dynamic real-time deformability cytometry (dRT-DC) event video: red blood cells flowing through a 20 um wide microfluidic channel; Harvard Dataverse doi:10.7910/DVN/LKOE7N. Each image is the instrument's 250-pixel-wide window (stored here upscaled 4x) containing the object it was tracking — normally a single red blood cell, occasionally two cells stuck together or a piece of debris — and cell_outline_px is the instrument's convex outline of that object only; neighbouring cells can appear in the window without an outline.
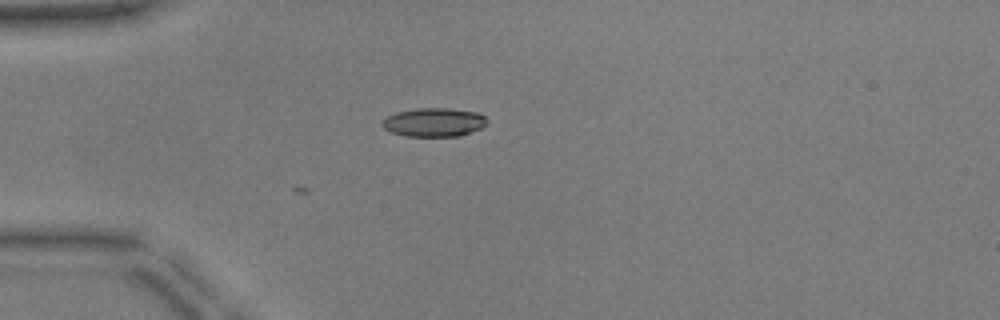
{"species": "common noctule bat (a hibernating species)", "species_latin": "Nyctalus noctula", "temperature_condition": "warm", "stored_images_in_passage": 4, "camera_frame_rate_fps": 3000, "um_per_image_px": 0.085, "animal": {"sex": "male", "body_mass_g": 17.9, "forearm_length_mm": 54.2}, "frame": {"image": 1, "passage_image": 1, "time_ms": 0.0, "image_size_px": [1000, 320], "cell_outline_px": [[488, 124], [480, 128], [460, 136], [404, 136], [392, 132], [384, 128], [380, 124], [388, 116], [396, 112], [420, 108], [448, 108], [480, 112], [488, 120]], "centroid_in_image_um": [36.92, 10.39], "position_along_channel_um": 48.1, "area_um2": 17.57}}